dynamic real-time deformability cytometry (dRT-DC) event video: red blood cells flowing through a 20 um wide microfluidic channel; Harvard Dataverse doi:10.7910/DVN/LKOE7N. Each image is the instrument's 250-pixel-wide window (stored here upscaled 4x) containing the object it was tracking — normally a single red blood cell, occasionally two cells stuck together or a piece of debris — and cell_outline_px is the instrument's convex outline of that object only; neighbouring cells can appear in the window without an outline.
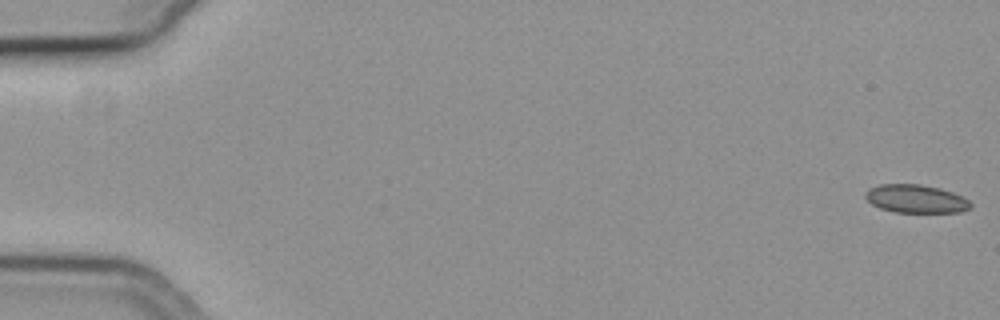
{"species": "common noctule bat (a hibernating species)", "species_latin": "Nyctalus noctula", "temperature_condition": "cold", "stored_images_in_passage": 10, "camera_frame_rate_fps": 3000, "um_per_image_px": 0.085, "animal": {"sex": "female", "body_mass_g": 19.3, "forearm_length_mm": 54.1}, "frame": {"image": 1, "passage_image": 1, "time_ms": 0.0, "image_size_px": [1000, 320], "cell_outline_px": [[972, 208], [960, 212], [896, 212], [880, 208], [872, 204], [864, 196], [864, 192], [868, 188], [880, 184], [920, 184], [940, 188], [952, 192], [968, 200], [972, 204]], "centroid_in_image_um": [77.83, 16.89], "position_along_channel_um": 7.2, "area_um2": 17.34}}